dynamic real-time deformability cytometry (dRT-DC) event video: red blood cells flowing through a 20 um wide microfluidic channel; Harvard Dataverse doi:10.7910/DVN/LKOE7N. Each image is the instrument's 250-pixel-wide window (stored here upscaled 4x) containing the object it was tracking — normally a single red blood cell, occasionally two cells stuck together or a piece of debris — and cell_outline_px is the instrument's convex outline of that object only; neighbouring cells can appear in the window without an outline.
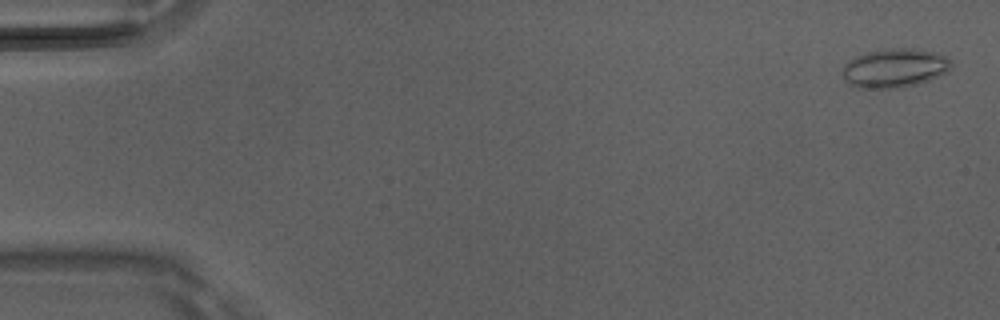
{"species": "Egyptian fruit bat (a non-hibernating species)", "species_latin": "Rousettus aegyptiacus", "temperature_condition": "room temperature", "stored_images_in_passage": 7, "camera_frame_rate_fps": 3000, "um_per_image_px": 0.085, "animal": {"sex": "male"}, "frame": {"image": 1, "passage_image": 1, "time_ms": 0.0, "image_size_px": [1000, 320], "cell_outline_px": [[952, 64], [948, 72], [928, 80], [916, 84], [896, 88], [856, 88], [848, 84], [844, 80], [844, 64], [848, 60], [868, 52], [888, 48], [916, 48], [932, 52], [944, 56]], "centroid_in_image_um": [76.02, 5.79], "position_along_channel_um": 9.0, "area_um2": 24.51}}